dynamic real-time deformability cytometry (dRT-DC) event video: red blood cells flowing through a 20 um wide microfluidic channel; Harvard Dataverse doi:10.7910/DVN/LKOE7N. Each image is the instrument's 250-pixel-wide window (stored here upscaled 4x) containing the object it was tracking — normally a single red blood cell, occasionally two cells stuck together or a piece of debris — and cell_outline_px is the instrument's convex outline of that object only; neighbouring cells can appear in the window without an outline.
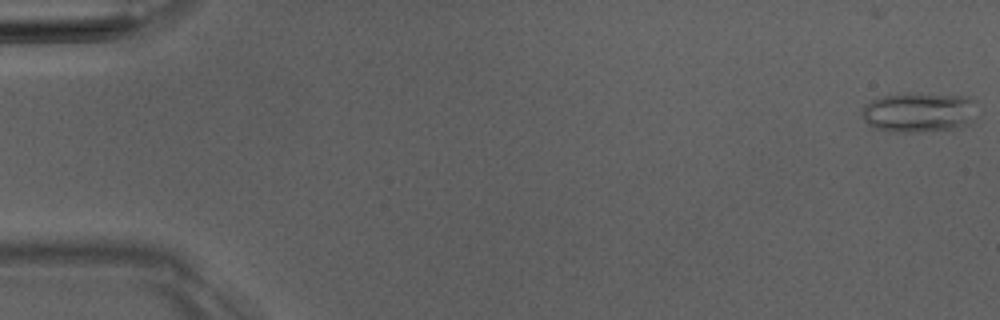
{"species": "Egyptian fruit bat (a non-hibernating species)", "species_latin": "Rousettus aegyptiacus", "temperature_condition": "room temperature", "stored_images_in_passage": 6, "camera_frame_rate_fps": 3000, "um_per_image_px": 0.085, "animal": {"sex": "male"}, "frame": {"image": 1, "passage_image": 1, "time_ms": 0.0, "image_size_px": [1000, 320], "cell_outline_px": [[976, 100], [972, 124], [952, 128], [920, 132], [888, 132], [872, 128], [860, 116], [860, 108], [864, 104], [872, 100], [884, 96], [916, 92], [920, 92], [968, 96]], "centroid_in_image_um": [78.07, 9.54], "position_along_channel_um": 6.9, "area_um2": 27.51}}